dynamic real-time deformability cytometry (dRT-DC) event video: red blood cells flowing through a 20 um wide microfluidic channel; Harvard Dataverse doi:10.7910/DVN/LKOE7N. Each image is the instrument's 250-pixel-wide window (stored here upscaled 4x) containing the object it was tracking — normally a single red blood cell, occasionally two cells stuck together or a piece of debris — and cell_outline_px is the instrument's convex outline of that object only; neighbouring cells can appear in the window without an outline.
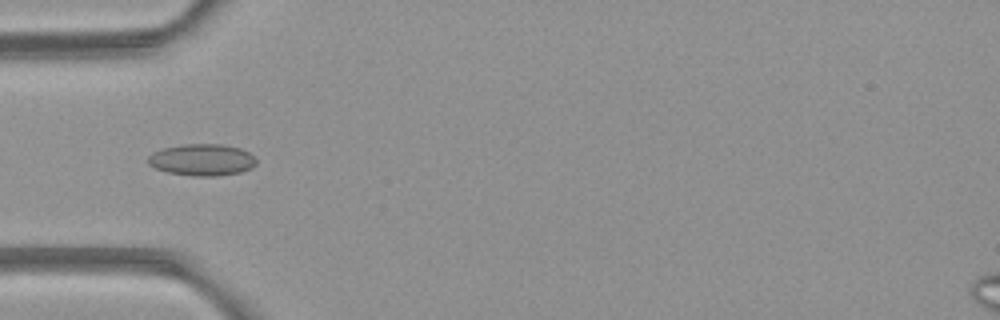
{"species": "common noctule bat (a hibernating species)", "species_latin": "Nyctalus noctula", "temperature_condition": "room temperature", "stored_images_in_passage": 5, "camera_frame_rate_fps": 3000, "um_per_image_px": 0.085, "animal": {"sex": "female", "body_mass_g": 21.9}, "frame": {"image": 1, "passage_image": 5, "time_ms": 4.667, "image_size_px": [1000, 320], "cell_outline_px": [[256, 164], [252, 168], [240, 172], [216, 176], [192, 176], [168, 172], [156, 168], [148, 164], [148, 156], [152, 152], [164, 148], [184, 144], [220, 144], [240, 148], [256, 156]], "centroid_in_image_um": [17.19, 13.58], "position_along_channel_um": 67.8, "area_um2": 20.06}}